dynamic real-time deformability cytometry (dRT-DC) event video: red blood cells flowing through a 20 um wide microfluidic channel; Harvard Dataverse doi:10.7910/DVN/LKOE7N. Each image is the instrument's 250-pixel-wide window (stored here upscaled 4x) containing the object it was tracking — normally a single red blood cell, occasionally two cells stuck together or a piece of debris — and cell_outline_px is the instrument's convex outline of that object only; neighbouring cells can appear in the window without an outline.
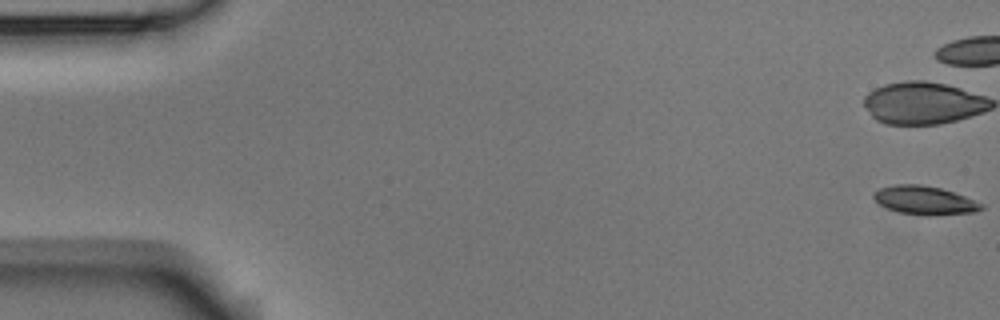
{"species": "Egyptian fruit bat (a non-hibernating species)", "species_latin": "Rousettus aegyptiacus", "temperature_condition": "room temperature", "stored_images_in_passage": 10, "camera_frame_rate_fps": 3000, "um_per_image_px": 0.085, "animal": {"sex": "male"}, "frame": {"image": 1, "passage_image": 1, "time_ms": 0.0, "image_size_px": [1000, 320], "cell_outline_px": [[984, 208], [976, 212], [928, 216], [900, 212], [888, 208], [880, 204], [872, 196], [872, 192], [880, 188], [896, 184], [920, 184], [940, 188], [964, 196], [984, 204]], "centroid_in_image_um": [78.6, 17.03], "position_along_channel_um": 6.4, "area_um2": 17.86}}
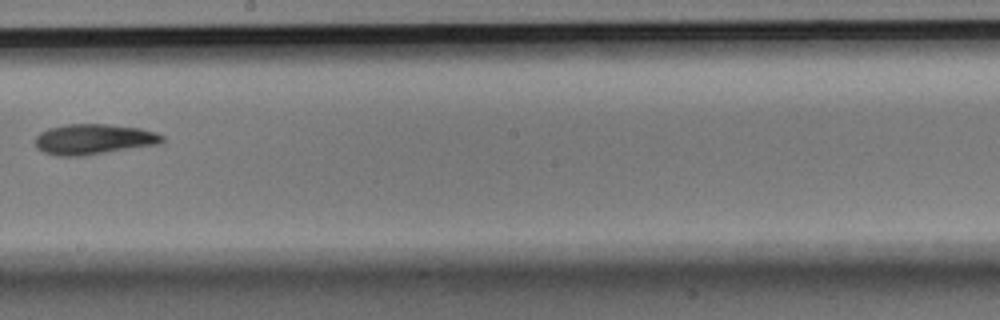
{"frame": {"image": 2, "passage_image": 9, "time_ms": 2.667, "image_size_px": [1000, 320], "cell_outline_px": [[164, 140], [160, 144], [80, 156], [56, 156], [44, 152], [36, 148], [36, 136], [40, 132], [48, 128], [64, 124], [104, 124], [140, 128], [156, 132], [164, 136]], "centroid_in_image_um": [7.95, 11.83], "position_along_channel_um": 240.2, "area_um2": 22.54}}
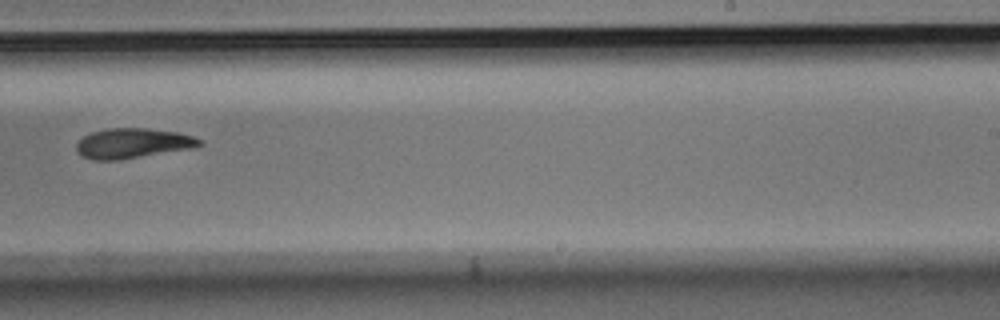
{"frame": {"image": 3, "passage_image": 10, "time_ms": 3.0, "image_size_px": [1000, 320], "cell_outline_px": [[204, 144], [192, 148], [116, 160], [92, 160], [84, 156], [76, 148], [76, 144], [84, 136], [92, 132], [108, 128], [148, 128], [176, 132], [192, 136], [200, 140]], "centroid_in_image_um": [11.28, 12.17], "position_along_channel_um": 277.7, "area_um2": 21.15}}